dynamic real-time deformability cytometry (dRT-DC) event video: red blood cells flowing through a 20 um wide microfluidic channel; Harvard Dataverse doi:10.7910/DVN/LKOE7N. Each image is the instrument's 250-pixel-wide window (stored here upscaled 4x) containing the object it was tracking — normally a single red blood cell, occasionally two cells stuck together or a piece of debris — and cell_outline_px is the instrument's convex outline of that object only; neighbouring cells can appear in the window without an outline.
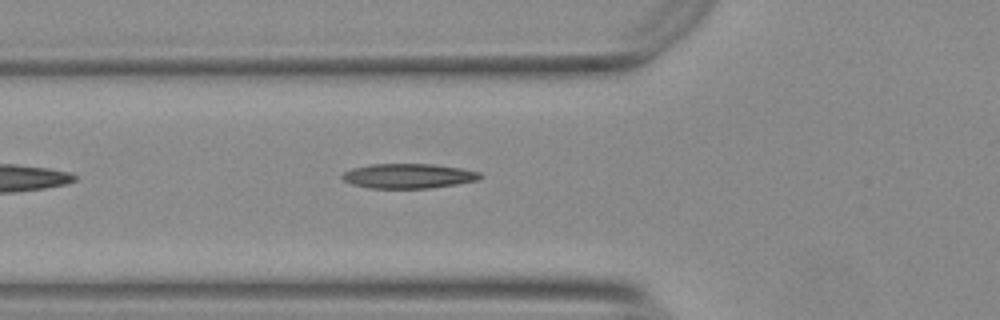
{"species": "Egyptian fruit bat (a non-hibernating species)", "species_latin": "Rousettus aegyptiacus", "temperature_condition": "warm", "stored_images_in_passage": 26, "camera_frame_rate_fps": 3000, "um_per_image_px": 0.085, "animal": {"sex": "female"}, "frame": {"image": 1, "passage_image": 6, "time_ms": 1.667, "image_size_px": [1000, 320], "cell_outline_px": [[484, 176], [480, 180], [456, 184], [428, 188], [372, 188], [352, 184], [344, 180], [340, 176], [344, 172], [352, 168], [368, 164], [432, 164], [460, 168], [480, 172]], "centroid_in_image_um": [34.73, 14.95], "position_along_channel_um": 91.1, "area_um2": 19.88}}
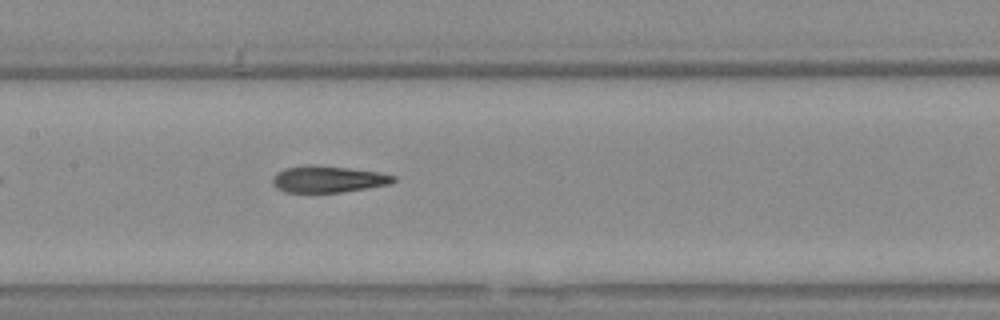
{"frame": {"image": 2, "passage_image": 13, "time_ms": 4.0, "image_size_px": [1000, 320], "cell_outline_px": [[396, 180], [388, 184], [368, 188], [340, 192], [288, 192], [276, 188], [272, 184], [272, 176], [276, 172], [284, 168], [304, 164], [316, 164], [348, 168], [376, 172], [396, 176]], "centroid_in_image_um": [27.81, 15.21], "position_along_channel_um": 179.6, "area_um2": 18.84}}
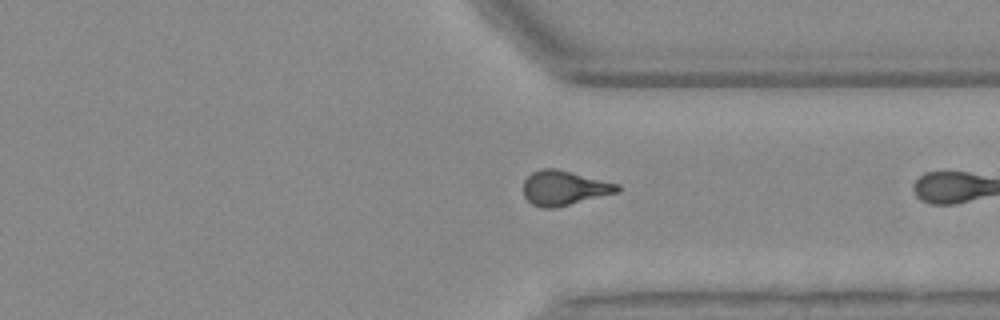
{"frame": {"image": 3, "passage_image": 25, "time_ms": 8.0, "image_size_px": [1000, 320], "cell_outline_px": [[620, 192], [552, 208], [544, 208], [532, 204], [524, 196], [524, 180], [532, 172], [540, 168], [556, 168], [620, 184]], "centroid_in_image_um": [47.96, 15.96], "position_along_channel_um": 363.4, "area_um2": 18.9}}